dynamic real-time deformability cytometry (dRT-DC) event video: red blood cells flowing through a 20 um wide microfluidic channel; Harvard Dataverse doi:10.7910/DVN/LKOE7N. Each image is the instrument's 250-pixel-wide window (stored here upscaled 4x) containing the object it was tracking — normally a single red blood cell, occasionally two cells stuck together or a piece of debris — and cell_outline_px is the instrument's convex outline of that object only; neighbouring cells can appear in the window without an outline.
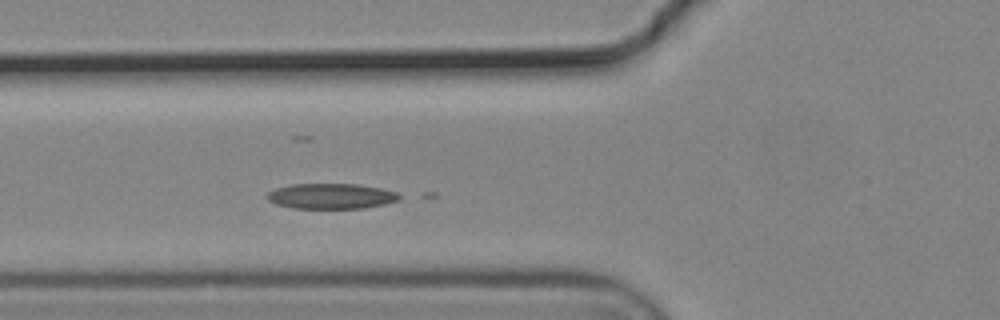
{"species": "common noctule bat (a hibernating species)", "species_latin": "Nyctalus noctula", "temperature_condition": "cold", "stored_images_in_passage": 32, "camera_frame_rate_fps": 3000, "um_per_image_px": 0.085, "animal": {"sex": "male", "body_mass_g": 19.2, "forearm_length_mm": 51.8}, "frame": {"image": 1, "passage_image": 3, "time_ms": 0.667, "image_size_px": [1000, 320], "cell_outline_px": [[404, 196], [400, 200], [384, 204], [364, 208], [292, 208], [276, 204], [268, 200], [268, 192], [276, 188], [292, 184], [356, 184], [380, 188], [396, 192]], "centroid_in_image_um": [28.18, 16.67], "position_along_channel_um": 97.6, "area_um2": 19.54}}
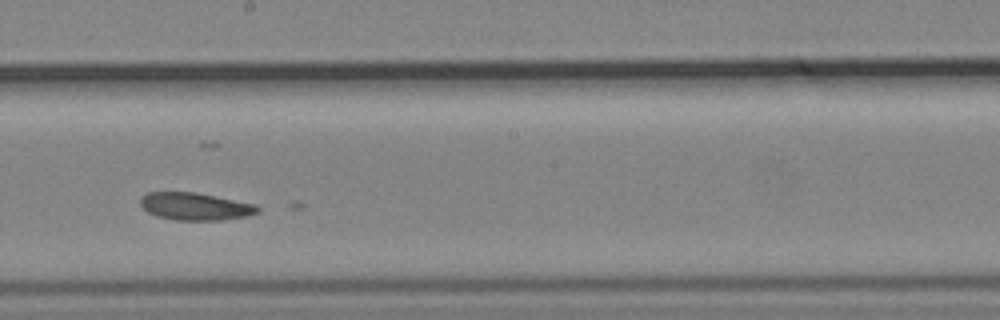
{"frame": {"image": 2, "passage_image": 14, "time_ms": 4.333, "image_size_px": [1000, 320], "cell_outline_px": [[260, 208], [256, 212], [244, 216], [224, 220], [176, 220], [156, 216], [148, 212], [140, 204], [140, 196], [148, 192], [196, 192], [256, 204]], "centroid_in_image_um": [16.56, 17.54], "position_along_channel_um": 231.6, "area_um2": 18.73}}
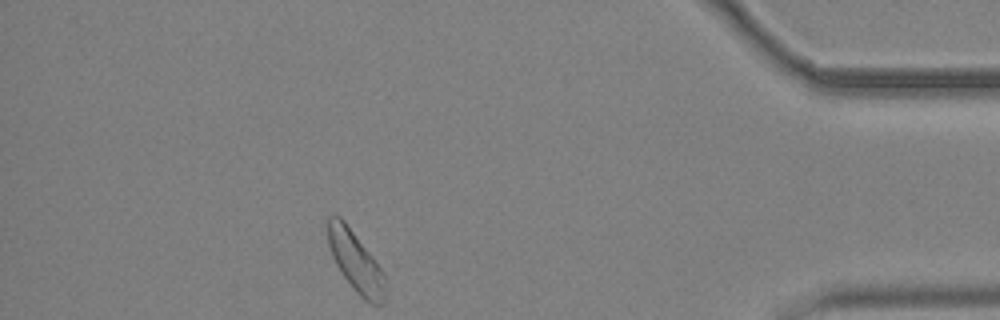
{"frame": {"image": 3, "passage_image": 32, "time_ms": 10.333, "image_size_px": [1000, 320], "cell_outline_px": [[388, 268], [384, 304], [372, 304], [364, 300], [352, 288], [336, 264], [332, 256], [328, 244], [328, 216], [340, 216], [344, 220]], "centroid_in_image_um": [30.36, 22.24], "position_along_channel_um": 404.8, "area_um2": 21.62}}